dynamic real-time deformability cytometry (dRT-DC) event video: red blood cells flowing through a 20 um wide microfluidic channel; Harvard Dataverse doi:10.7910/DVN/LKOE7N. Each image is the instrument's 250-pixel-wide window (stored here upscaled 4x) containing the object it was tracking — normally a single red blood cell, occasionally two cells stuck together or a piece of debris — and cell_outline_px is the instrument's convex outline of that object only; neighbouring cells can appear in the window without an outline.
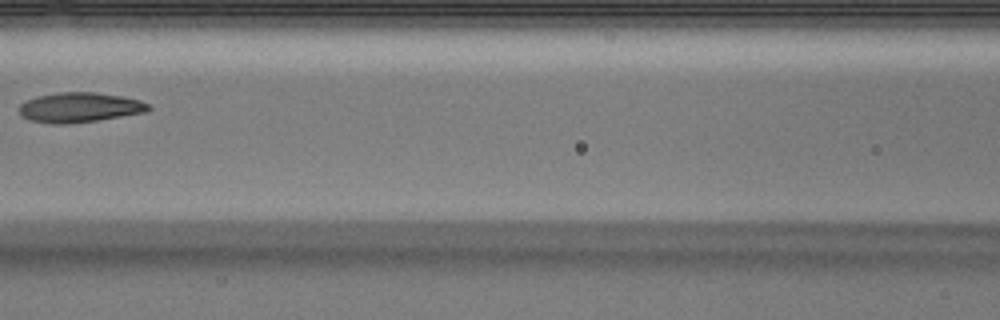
{"species": "Egyptian fruit bat (a non-hibernating species)", "species_latin": "Rousettus aegyptiacus", "temperature_condition": "warm", "stored_images_in_passage": 6, "camera_frame_rate_fps": 3000, "um_per_image_px": 0.085, "animal": {"sex": "male"}, "frame": {"image": 1, "passage_image": 6, "time_ms": 1.667, "image_size_px": [1000, 320], "cell_outline_px": [[152, 108], [148, 112], [96, 120], [68, 124], [52, 124], [28, 120], [20, 116], [20, 104], [36, 96], [56, 92], [96, 92], [120, 96], [140, 100], [148, 104]], "centroid_in_image_um": [6.75, 9.13], "position_along_channel_um": 159.8, "area_um2": 22.6}}